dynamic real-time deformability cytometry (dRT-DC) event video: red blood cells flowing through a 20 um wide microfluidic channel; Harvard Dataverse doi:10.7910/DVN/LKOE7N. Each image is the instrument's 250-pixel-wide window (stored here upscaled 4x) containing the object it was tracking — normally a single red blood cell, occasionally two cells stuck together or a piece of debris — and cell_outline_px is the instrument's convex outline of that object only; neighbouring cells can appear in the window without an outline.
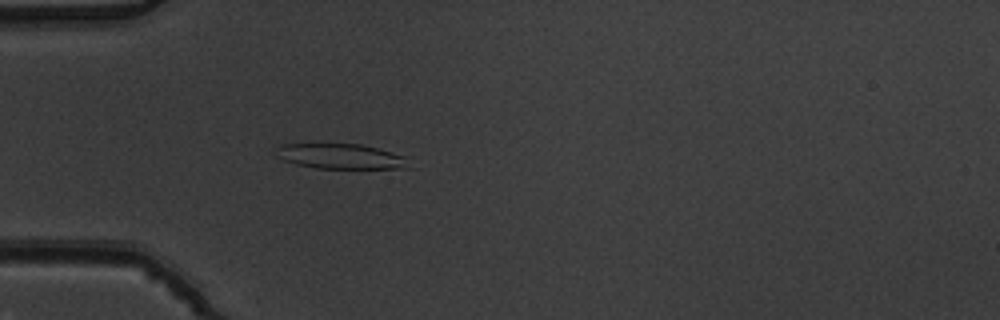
{"species": "common noctule bat (a hibernating species)", "species_latin": "Nyctalus noctula", "temperature_condition": "warm", "stored_images_in_passage": 43, "camera_frame_rate_fps": 3000, "um_per_image_px": 0.085, "animal": {"sex": "male", "body_mass_g": 19.5, "forearm_length_mm": 54.6}, "frame": {"image": 1, "passage_image": 7, "time_ms": 2.0, "image_size_px": [1000, 320], "cell_outline_px": [[412, 168], [316, 168], [296, 164], [284, 160], [276, 156], [276, 148], [284, 144], [360, 144], [408, 156]], "centroid_in_image_um": [29.03, 13.29], "position_along_channel_um": 56.0, "area_um2": 19.48}}
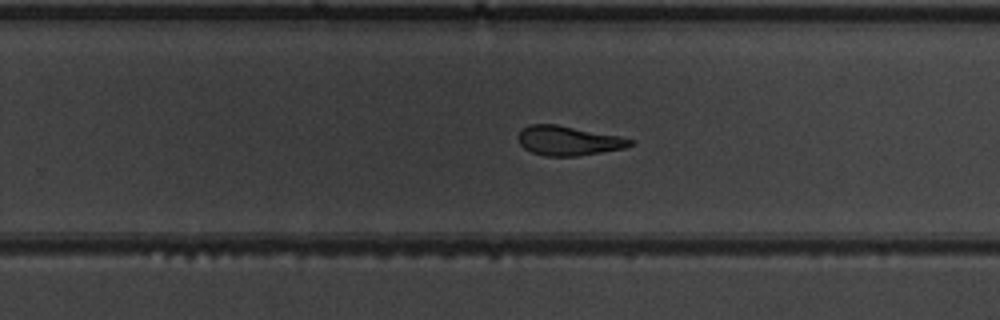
{"frame": {"image": 2, "passage_image": 25, "time_ms": 8.0, "image_size_px": [1000, 320], "cell_outline_px": [[636, 144], [624, 148], [576, 156], [544, 156], [532, 152], [524, 148], [520, 144], [520, 132], [528, 124], [556, 124], [620, 136], [636, 140]], "centroid_in_image_um": [48.37, 11.96], "position_along_channel_um": 281.4, "area_um2": 19.13}}
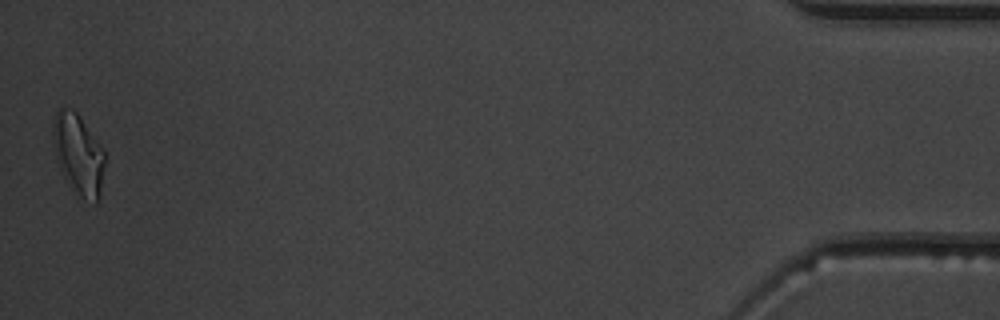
{"frame": {"image": 3, "passage_image": 43, "time_ms": 14.0, "image_size_px": [1000, 320], "cell_outline_px": [[104, 164], [100, 192], [96, 204], [84, 200], [72, 192], [60, 168], [56, 156], [52, 128], [52, 124], [56, 112], [60, 108], [72, 108], [76, 112], [104, 152]], "centroid_in_image_um": [6.64, 13.16], "position_along_channel_um": 428.6, "area_um2": 23.93}, "authors_computed_cell_mechanics": {"area_um2": 19.9988, "velocity_mm_per_s": 3.8998, "shape_relaxation_time_tau1_ms": 7.1507, "shape_relaxation_time_tau2_ms": 1.5551, "deformation_change_tau1": 0.2097, "deformation_change_tau2": 0.0967}}